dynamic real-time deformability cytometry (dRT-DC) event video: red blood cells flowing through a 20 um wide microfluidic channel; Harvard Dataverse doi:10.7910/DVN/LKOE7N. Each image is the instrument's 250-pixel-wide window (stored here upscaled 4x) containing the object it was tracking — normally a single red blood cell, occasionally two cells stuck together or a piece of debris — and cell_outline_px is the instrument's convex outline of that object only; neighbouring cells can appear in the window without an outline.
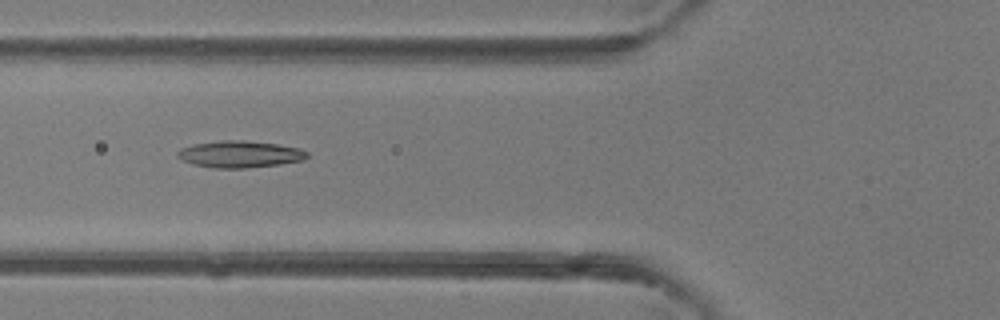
{"species": "common noctule bat (a hibernating species)", "species_latin": "Nyctalus noctula", "temperature_condition": "room temperature", "stored_images_in_passage": 5, "camera_frame_rate_fps": 3000, "um_per_image_px": 0.085, "animal": {"sex": "female"}, "frame": {"image": 1, "passage_image": 5, "time_ms": 5.333, "image_size_px": [1000, 320], "cell_outline_px": [[308, 156], [304, 160], [280, 164], [244, 168], [212, 168], [192, 164], [176, 156], [176, 152], [180, 148], [192, 144], [224, 140], [244, 140], [276, 144], [300, 148], [308, 152]], "centroid_in_image_um": [20.37, 13.1], "position_along_channel_um": 105.4, "area_um2": 20.29}}